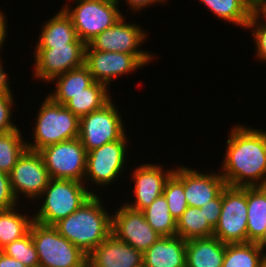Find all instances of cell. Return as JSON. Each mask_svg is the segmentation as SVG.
<instances>
[{"instance_id": "cell-1", "label": "cell", "mask_w": 266, "mask_h": 267, "mask_svg": "<svg viewBox=\"0 0 266 267\" xmlns=\"http://www.w3.org/2000/svg\"><path fill=\"white\" fill-rule=\"evenodd\" d=\"M226 143L219 168L226 185L266 186V131L235 124Z\"/></svg>"}, {"instance_id": "cell-2", "label": "cell", "mask_w": 266, "mask_h": 267, "mask_svg": "<svg viewBox=\"0 0 266 267\" xmlns=\"http://www.w3.org/2000/svg\"><path fill=\"white\" fill-rule=\"evenodd\" d=\"M102 198L93 194L73 214L57 222L54 227L85 254H89L111 235L112 214L105 209Z\"/></svg>"}, {"instance_id": "cell-3", "label": "cell", "mask_w": 266, "mask_h": 267, "mask_svg": "<svg viewBox=\"0 0 266 267\" xmlns=\"http://www.w3.org/2000/svg\"><path fill=\"white\" fill-rule=\"evenodd\" d=\"M89 188L84 182L51 178L38 198L42 203L41 207L36 209L38 211L32 215L33 220L43 225L54 226L78 210L93 194H97L94 188Z\"/></svg>"}, {"instance_id": "cell-4", "label": "cell", "mask_w": 266, "mask_h": 267, "mask_svg": "<svg viewBox=\"0 0 266 267\" xmlns=\"http://www.w3.org/2000/svg\"><path fill=\"white\" fill-rule=\"evenodd\" d=\"M37 114L34 132H31L33 141L26 142L27 149L39 151L46 146L79 137L80 119L50 96L42 100Z\"/></svg>"}, {"instance_id": "cell-5", "label": "cell", "mask_w": 266, "mask_h": 267, "mask_svg": "<svg viewBox=\"0 0 266 267\" xmlns=\"http://www.w3.org/2000/svg\"><path fill=\"white\" fill-rule=\"evenodd\" d=\"M29 231L39 267H87V254L60 235L54 226L33 221Z\"/></svg>"}, {"instance_id": "cell-6", "label": "cell", "mask_w": 266, "mask_h": 267, "mask_svg": "<svg viewBox=\"0 0 266 267\" xmlns=\"http://www.w3.org/2000/svg\"><path fill=\"white\" fill-rule=\"evenodd\" d=\"M62 7L70 17L78 38L86 45L97 35L112 27L123 15L116 0H73ZM74 6V8H73Z\"/></svg>"}, {"instance_id": "cell-7", "label": "cell", "mask_w": 266, "mask_h": 267, "mask_svg": "<svg viewBox=\"0 0 266 267\" xmlns=\"http://www.w3.org/2000/svg\"><path fill=\"white\" fill-rule=\"evenodd\" d=\"M123 15L110 28L106 29L87 45L85 50H98L112 53H127L135 55L146 67L155 59L153 53L141 50L139 47L148 38L146 29L139 24L127 23Z\"/></svg>"}, {"instance_id": "cell-8", "label": "cell", "mask_w": 266, "mask_h": 267, "mask_svg": "<svg viewBox=\"0 0 266 267\" xmlns=\"http://www.w3.org/2000/svg\"><path fill=\"white\" fill-rule=\"evenodd\" d=\"M129 137L126 134L119 140L102 145L99 148L87 152L86 172L84 184L92 183L97 187H107L114 184L125 171L127 157L129 155L127 146ZM128 153V154H127ZM127 160V161H126ZM86 181V182H85ZM89 181V182H88ZM88 182V183H87ZM107 185V186H106Z\"/></svg>"}, {"instance_id": "cell-9", "label": "cell", "mask_w": 266, "mask_h": 267, "mask_svg": "<svg viewBox=\"0 0 266 267\" xmlns=\"http://www.w3.org/2000/svg\"><path fill=\"white\" fill-rule=\"evenodd\" d=\"M120 113L111 99L102 108L80 118L78 138L87 152L117 141L126 134Z\"/></svg>"}, {"instance_id": "cell-10", "label": "cell", "mask_w": 266, "mask_h": 267, "mask_svg": "<svg viewBox=\"0 0 266 267\" xmlns=\"http://www.w3.org/2000/svg\"><path fill=\"white\" fill-rule=\"evenodd\" d=\"M213 236L223 243L247 242V187L226 186L222 211Z\"/></svg>"}, {"instance_id": "cell-11", "label": "cell", "mask_w": 266, "mask_h": 267, "mask_svg": "<svg viewBox=\"0 0 266 267\" xmlns=\"http://www.w3.org/2000/svg\"><path fill=\"white\" fill-rule=\"evenodd\" d=\"M38 152L50 178L84 182L87 151L79 138L46 146Z\"/></svg>"}, {"instance_id": "cell-12", "label": "cell", "mask_w": 266, "mask_h": 267, "mask_svg": "<svg viewBox=\"0 0 266 267\" xmlns=\"http://www.w3.org/2000/svg\"><path fill=\"white\" fill-rule=\"evenodd\" d=\"M86 44L34 48L33 77L48 84L58 75L85 64Z\"/></svg>"}, {"instance_id": "cell-13", "label": "cell", "mask_w": 266, "mask_h": 267, "mask_svg": "<svg viewBox=\"0 0 266 267\" xmlns=\"http://www.w3.org/2000/svg\"><path fill=\"white\" fill-rule=\"evenodd\" d=\"M9 179L17 201L22 195L36 202L51 178L40 153L26 149L9 173Z\"/></svg>"}, {"instance_id": "cell-14", "label": "cell", "mask_w": 266, "mask_h": 267, "mask_svg": "<svg viewBox=\"0 0 266 267\" xmlns=\"http://www.w3.org/2000/svg\"><path fill=\"white\" fill-rule=\"evenodd\" d=\"M111 234L143 253L161 237L148 224L142 211L125 204L112 215Z\"/></svg>"}, {"instance_id": "cell-15", "label": "cell", "mask_w": 266, "mask_h": 267, "mask_svg": "<svg viewBox=\"0 0 266 267\" xmlns=\"http://www.w3.org/2000/svg\"><path fill=\"white\" fill-rule=\"evenodd\" d=\"M85 65L93 80L109 87L117 77L136 72L145 65L133 54L85 50Z\"/></svg>"}, {"instance_id": "cell-16", "label": "cell", "mask_w": 266, "mask_h": 267, "mask_svg": "<svg viewBox=\"0 0 266 267\" xmlns=\"http://www.w3.org/2000/svg\"><path fill=\"white\" fill-rule=\"evenodd\" d=\"M165 166L160 164L145 163L135 167L131 174V179L134 185L133 193L134 200L127 201L125 204L127 207L143 211L149 207L150 204L160 195L163 194V189L166 180L174 172L175 168L163 169ZM129 202V203H128Z\"/></svg>"}, {"instance_id": "cell-17", "label": "cell", "mask_w": 266, "mask_h": 267, "mask_svg": "<svg viewBox=\"0 0 266 267\" xmlns=\"http://www.w3.org/2000/svg\"><path fill=\"white\" fill-rule=\"evenodd\" d=\"M143 252L111 234L87 255V267H141Z\"/></svg>"}, {"instance_id": "cell-18", "label": "cell", "mask_w": 266, "mask_h": 267, "mask_svg": "<svg viewBox=\"0 0 266 267\" xmlns=\"http://www.w3.org/2000/svg\"><path fill=\"white\" fill-rule=\"evenodd\" d=\"M226 186L219 172L204 173L184 166V193L190 207L201 208L215 199Z\"/></svg>"}, {"instance_id": "cell-19", "label": "cell", "mask_w": 266, "mask_h": 267, "mask_svg": "<svg viewBox=\"0 0 266 267\" xmlns=\"http://www.w3.org/2000/svg\"><path fill=\"white\" fill-rule=\"evenodd\" d=\"M186 240L175 236H161L143 253L146 267H186Z\"/></svg>"}, {"instance_id": "cell-20", "label": "cell", "mask_w": 266, "mask_h": 267, "mask_svg": "<svg viewBox=\"0 0 266 267\" xmlns=\"http://www.w3.org/2000/svg\"><path fill=\"white\" fill-rule=\"evenodd\" d=\"M225 248L214 236L186 240V267H222Z\"/></svg>"}, {"instance_id": "cell-21", "label": "cell", "mask_w": 266, "mask_h": 267, "mask_svg": "<svg viewBox=\"0 0 266 267\" xmlns=\"http://www.w3.org/2000/svg\"><path fill=\"white\" fill-rule=\"evenodd\" d=\"M67 44L85 43L78 38L70 17L61 8L55 16H51L45 24H42L35 48H54Z\"/></svg>"}, {"instance_id": "cell-22", "label": "cell", "mask_w": 266, "mask_h": 267, "mask_svg": "<svg viewBox=\"0 0 266 267\" xmlns=\"http://www.w3.org/2000/svg\"><path fill=\"white\" fill-rule=\"evenodd\" d=\"M266 186H247V242L264 248Z\"/></svg>"}, {"instance_id": "cell-23", "label": "cell", "mask_w": 266, "mask_h": 267, "mask_svg": "<svg viewBox=\"0 0 266 267\" xmlns=\"http://www.w3.org/2000/svg\"><path fill=\"white\" fill-rule=\"evenodd\" d=\"M53 82L56 83V87L54 92L48 93V96L55 102L65 105L72 98V95L83 92L94 80L88 67L84 64L81 67L56 76L50 83Z\"/></svg>"}, {"instance_id": "cell-24", "label": "cell", "mask_w": 266, "mask_h": 267, "mask_svg": "<svg viewBox=\"0 0 266 267\" xmlns=\"http://www.w3.org/2000/svg\"><path fill=\"white\" fill-rule=\"evenodd\" d=\"M109 91L106 85L94 81L83 92L72 95L64 106L80 119L106 105L112 98Z\"/></svg>"}, {"instance_id": "cell-25", "label": "cell", "mask_w": 266, "mask_h": 267, "mask_svg": "<svg viewBox=\"0 0 266 267\" xmlns=\"http://www.w3.org/2000/svg\"><path fill=\"white\" fill-rule=\"evenodd\" d=\"M265 251L254 242L228 243L222 267H262Z\"/></svg>"}, {"instance_id": "cell-26", "label": "cell", "mask_w": 266, "mask_h": 267, "mask_svg": "<svg viewBox=\"0 0 266 267\" xmlns=\"http://www.w3.org/2000/svg\"><path fill=\"white\" fill-rule=\"evenodd\" d=\"M16 206L8 210H0V250L5 246L25 236L30 229L33 217L20 213ZM28 216V217H27Z\"/></svg>"}, {"instance_id": "cell-27", "label": "cell", "mask_w": 266, "mask_h": 267, "mask_svg": "<svg viewBox=\"0 0 266 267\" xmlns=\"http://www.w3.org/2000/svg\"><path fill=\"white\" fill-rule=\"evenodd\" d=\"M214 228L209 224L203 210L190 207L177 220L176 235L185 240L212 237Z\"/></svg>"}, {"instance_id": "cell-28", "label": "cell", "mask_w": 266, "mask_h": 267, "mask_svg": "<svg viewBox=\"0 0 266 267\" xmlns=\"http://www.w3.org/2000/svg\"><path fill=\"white\" fill-rule=\"evenodd\" d=\"M202 5L212 11L214 16L235 26L247 28L252 12L243 0H200Z\"/></svg>"}, {"instance_id": "cell-29", "label": "cell", "mask_w": 266, "mask_h": 267, "mask_svg": "<svg viewBox=\"0 0 266 267\" xmlns=\"http://www.w3.org/2000/svg\"><path fill=\"white\" fill-rule=\"evenodd\" d=\"M142 212L148 224L157 234L160 236L176 235L177 221L170 214L167 200L163 194L157 197Z\"/></svg>"}, {"instance_id": "cell-30", "label": "cell", "mask_w": 266, "mask_h": 267, "mask_svg": "<svg viewBox=\"0 0 266 267\" xmlns=\"http://www.w3.org/2000/svg\"><path fill=\"white\" fill-rule=\"evenodd\" d=\"M163 195L167 200L170 214L177 221L188 208L184 193V166H177L166 180Z\"/></svg>"}, {"instance_id": "cell-31", "label": "cell", "mask_w": 266, "mask_h": 267, "mask_svg": "<svg viewBox=\"0 0 266 267\" xmlns=\"http://www.w3.org/2000/svg\"><path fill=\"white\" fill-rule=\"evenodd\" d=\"M18 129L0 134V171L9 174L27 149L26 140Z\"/></svg>"}, {"instance_id": "cell-32", "label": "cell", "mask_w": 266, "mask_h": 267, "mask_svg": "<svg viewBox=\"0 0 266 267\" xmlns=\"http://www.w3.org/2000/svg\"><path fill=\"white\" fill-rule=\"evenodd\" d=\"M1 251L27 267H39L38 254L30 231L22 238L14 240L5 246Z\"/></svg>"}, {"instance_id": "cell-33", "label": "cell", "mask_w": 266, "mask_h": 267, "mask_svg": "<svg viewBox=\"0 0 266 267\" xmlns=\"http://www.w3.org/2000/svg\"><path fill=\"white\" fill-rule=\"evenodd\" d=\"M246 29L252 30V38L254 39V44H256L254 45L256 48V55L254 56H256L259 61L266 63V19L259 13H252Z\"/></svg>"}, {"instance_id": "cell-34", "label": "cell", "mask_w": 266, "mask_h": 267, "mask_svg": "<svg viewBox=\"0 0 266 267\" xmlns=\"http://www.w3.org/2000/svg\"><path fill=\"white\" fill-rule=\"evenodd\" d=\"M14 103L15 100L12 93L0 95V134L18 129V125L14 124L11 117L14 110L13 106H15Z\"/></svg>"}, {"instance_id": "cell-35", "label": "cell", "mask_w": 266, "mask_h": 267, "mask_svg": "<svg viewBox=\"0 0 266 267\" xmlns=\"http://www.w3.org/2000/svg\"><path fill=\"white\" fill-rule=\"evenodd\" d=\"M9 179V174L0 171V210H8L18 205Z\"/></svg>"}, {"instance_id": "cell-36", "label": "cell", "mask_w": 266, "mask_h": 267, "mask_svg": "<svg viewBox=\"0 0 266 267\" xmlns=\"http://www.w3.org/2000/svg\"><path fill=\"white\" fill-rule=\"evenodd\" d=\"M200 209L203 210L209 224L215 228L222 211V192L215 199L208 201L207 204Z\"/></svg>"}, {"instance_id": "cell-37", "label": "cell", "mask_w": 266, "mask_h": 267, "mask_svg": "<svg viewBox=\"0 0 266 267\" xmlns=\"http://www.w3.org/2000/svg\"><path fill=\"white\" fill-rule=\"evenodd\" d=\"M119 4V2H121L120 0H116ZM124 1V0H123ZM126 4L128 5L127 7H129V9L131 8V10L135 12L140 13L141 10L144 9L147 6H151L152 4H163L166 3L167 0H125Z\"/></svg>"}, {"instance_id": "cell-38", "label": "cell", "mask_w": 266, "mask_h": 267, "mask_svg": "<svg viewBox=\"0 0 266 267\" xmlns=\"http://www.w3.org/2000/svg\"><path fill=\"white\" fill-rule=\"evenodd\" d=\"M1 58L2 56H0V95H5L12 93V89L10 88L8 73L3 67L4 63Z\"/></svg>"}, {"instance_id": "cell-39", "label": "cell", "mask_w": 266, "mask_h": 267, "mask_svg": "<svg viewBox=\"0 0 266 267\" xmlns=\"http://www.w3.org/2000/svg\"><path fill=\"white\" fill-rule=\"evenodd\" d=\"M0 267H27L15 258L7 256L0 250Z\"/></svg>"}, {"instance_id": "cell-40", "label": "cell", "mask_w": 266, "mask_h": 267, "mask_svg": "<svg viewBox=\"0 0 266 267\" xmlns=\"http://www.w3.org/2000/svg\"><path fill=\"white\" fill-rule=\"evenodd\" d=\"M6 14H4L1 9H0V51L2 50V48L4 47V43L6 42V38H7V20H6ZM1 54V53H0Z\"/></svg>"}, {"instance_id": "cell-41", "label": "cell", "mask_w": 266, "mask_h": 267, "mask_svg": "<svg viewBox=\"0 0 266 267\" xmlns=\"http://www.w3.org/2000/svg\"><path fill=\"white\" fill-rule=\"evenodd\" d=\"M252 13H258L265 5L266 0H243Z\"/></svg>"}, {"instance_id": "cell-42", "label": "cell", "mask_w": 266, "mask_h": 267, "mask_svg": "<svg viewBox=\"0 0 266 267\" xmlns=\"http://www.w3.org/2000/svg\"><path fill=\"white\" fill-rule=\"evenodd\" d=\"M258 13L266 19V5Z\"/></svg>"}, {"instance_id": "cell-43", "label": "cell", "mask_w": 266, "mask_h": 267, "mask_svg": "<svg viewBox=\"0 0 266 267\" xmlns=\"http://www.w3.org/2000/svg\"><path fill=\"white\" fill-rule=\"evenodd\" d=\"M264 249L266 250V229H265V232H264Z\"/></svg>"}, {"instance_id": "cell-44", "label": "cell", "mask_w": 266, "mask_h": 267, "mask_svg": "<svg viewBox=\"0 0 266 267\" xmlns=\"http://www.w3.org/2000/svg\"><path fill=\"white\" fill-rule=\"evenodd\" d=\"M262 267H266V255H265L264 259H263Z\"/></svg>"}]
</instances>
